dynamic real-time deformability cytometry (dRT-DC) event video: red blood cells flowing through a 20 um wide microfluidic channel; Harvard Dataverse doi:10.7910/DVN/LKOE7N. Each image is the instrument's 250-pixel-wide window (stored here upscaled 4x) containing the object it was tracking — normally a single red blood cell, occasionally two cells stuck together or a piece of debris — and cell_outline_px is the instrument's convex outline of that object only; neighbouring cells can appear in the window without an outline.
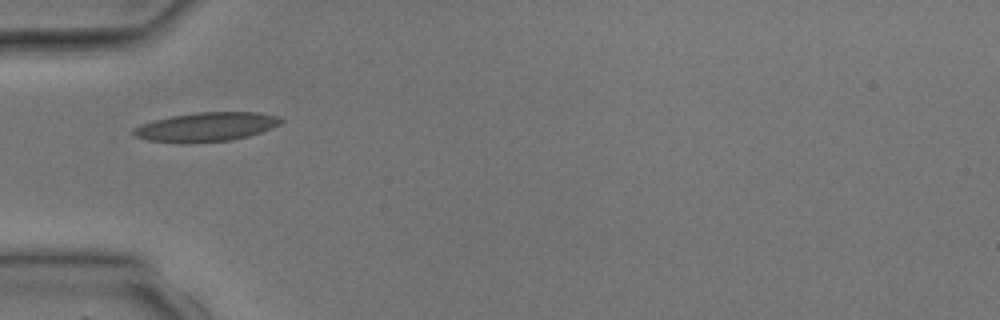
{"species": "common noctule bat (a hibernating species)", "species_latin": "Nyctalus noctula", "temperature_condition": "room temperature", "stored_images_in_passage": 1, "camera_frame_rate_fps": 3000, "um_per_image_px": 0.085, "animal": {"sex": "male", "body_mass_g": 17.9, "forearm_length_mm": 54.2}, "frame": {"image": 1, "passage_image": 1, "time_ms": 0.0, "image_size_px": [1000, 320], "cell_outline_px": [[284, 120], [280, 124], [260, 132], [248, 136], [232, 140], [184, 144], [148, 140], [136, 136], [132, 132], [132, 128], [140, 124], [152, 120], [172, 116], [196, 112], [256, 112], [276, 116]], "centroid_in_image_um": [17.48, 10.79], "position_along_channel_um": 67.5, "area_um2": 25.09}}